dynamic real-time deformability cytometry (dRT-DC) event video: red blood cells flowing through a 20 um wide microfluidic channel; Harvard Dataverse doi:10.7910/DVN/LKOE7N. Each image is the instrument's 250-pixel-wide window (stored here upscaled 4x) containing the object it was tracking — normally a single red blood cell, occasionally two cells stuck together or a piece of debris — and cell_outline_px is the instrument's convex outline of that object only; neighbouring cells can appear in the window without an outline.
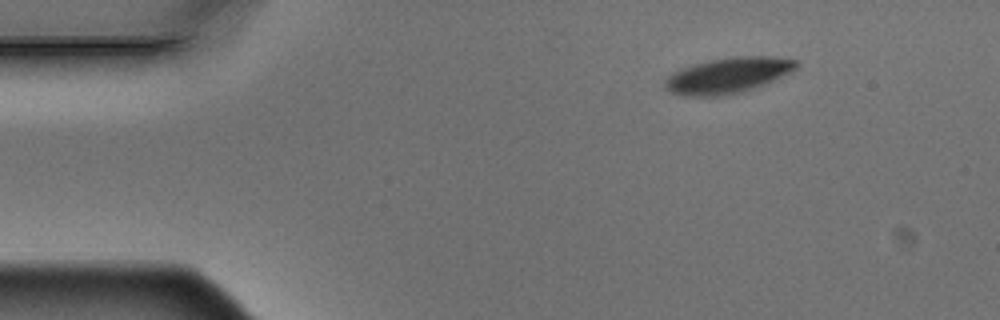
{"species": "Egyptian fruit bat (a non-hibernating species)", "species_latin": "Rousettus aegyptiacus", "temperature_condition": "warm", "stored_images_in_passage": 3, "camera_frame_rate_fps": 3000, "um_per_image_px": 0.085, "animal": {"sex": "male"}, "frame": {"image": 1, "passage_image": 1, "time_ms": 0.0, "image_size_px": [1000, 320], "cell_outline_px": [[800, 64], [796, 68], [764, 84], [752, 88], [720, 96], [684, 96], [672, 92], [664, 88], [664, 80], [672, 72], [696, 64], [712, 60], [732, 56], [768, 56], [796, 60]], "centroid_in_image_um": [61.83, 6.4], "position_along_channel_um": 23.2, "area_um2": 26.7}}